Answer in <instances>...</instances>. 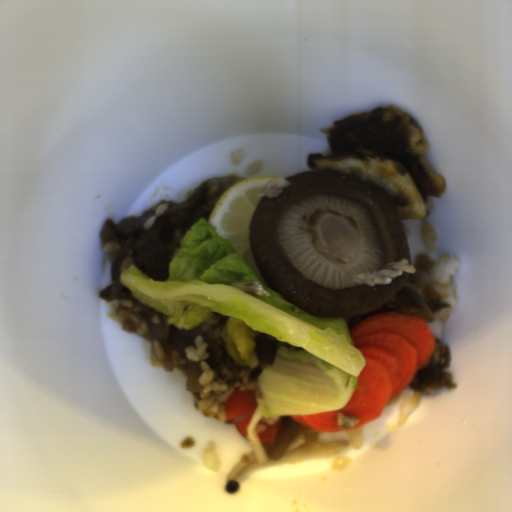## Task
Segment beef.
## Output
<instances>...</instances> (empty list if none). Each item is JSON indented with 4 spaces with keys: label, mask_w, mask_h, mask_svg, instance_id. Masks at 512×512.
I'll return each mask as SVG.
<instances>
[{
    "label": "beef",
    "mask_w": 512,
    "mask_h": 512,
    "mask_svg": "<svg viewBox=\"0 0 512 512\" xmlns=\"http://www.w3.org/2000/svg\"><path fill=\"white\" fill-rule=\"evenodd\" d=\"M387 312H409L420 315L426 324L433 322L434 317L432 310L424 300L423 293L419 286L406 280L390 301L374 312L344 316L347 330L349 331L363 319Z\"/></svg>",
    "instance_id": "beef-1"
}]
</instances>
